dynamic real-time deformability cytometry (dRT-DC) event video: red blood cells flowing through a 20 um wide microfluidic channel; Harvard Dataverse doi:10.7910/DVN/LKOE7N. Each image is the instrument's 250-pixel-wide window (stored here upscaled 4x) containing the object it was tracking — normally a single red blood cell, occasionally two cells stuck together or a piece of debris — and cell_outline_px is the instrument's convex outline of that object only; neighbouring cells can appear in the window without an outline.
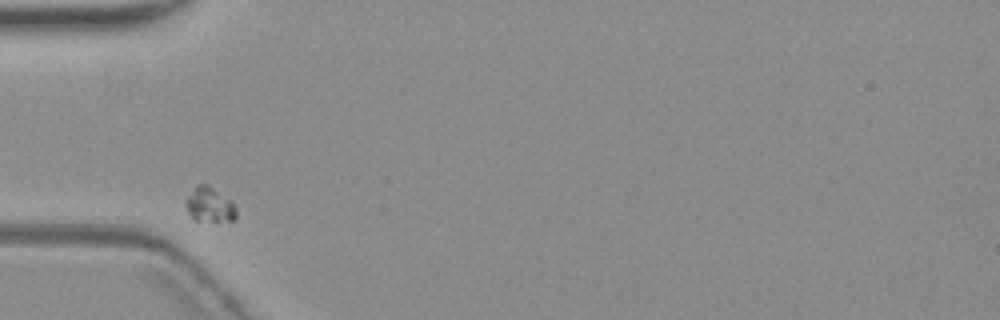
{"species": "common noctule bat (a hibernating species)", "species_latin": "Nyctalus noctula", "temperature_condition": "warm", "stored_images_in_passage": 3, "camera_frame_rate_fps": 3000, "um_per_image_px": 0.085, "animal": {"sex": "female", "body_mass_g": 19.3, "forearm_length_mm": 54.1}, "frame": {"image": 1, "passage_image": 1, "time_ms": 0.0, "image_size_px": [1000, 320], "cell_outline_px": [[236, 216], [232, 220], [196, 220], [188, 212], [184, 204], [184, 200], [192, 188], [196, 184], [208, 184], [232, 200], [236, 208]], "centroid_in_image_um": [17.79, 17.35], "position_along_channel_um": 67.2, "area_um2": 10.29}}
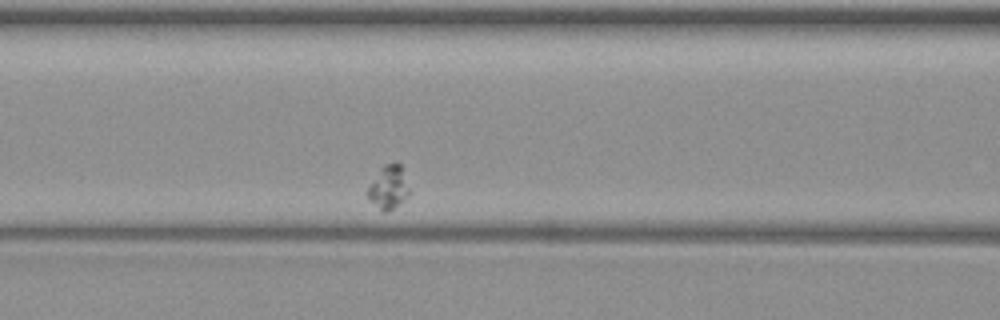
{"frame": {"image": 2, "passage_image": 3, "time_ms": 2.333, "image_size_px": [1000, 320], "cell_outline_px": [[408, 196], [404, 200], [392, 208], [384, 212], [380, 212], [368, 200], [364, 192], [380, 168], [384, 164], [396, 160], [400, 164], [408, 188]], "centroid_in_image_um": [32.95, 15.92], "position_along_channel_um": 133.7, "area_um2": 10.69}}